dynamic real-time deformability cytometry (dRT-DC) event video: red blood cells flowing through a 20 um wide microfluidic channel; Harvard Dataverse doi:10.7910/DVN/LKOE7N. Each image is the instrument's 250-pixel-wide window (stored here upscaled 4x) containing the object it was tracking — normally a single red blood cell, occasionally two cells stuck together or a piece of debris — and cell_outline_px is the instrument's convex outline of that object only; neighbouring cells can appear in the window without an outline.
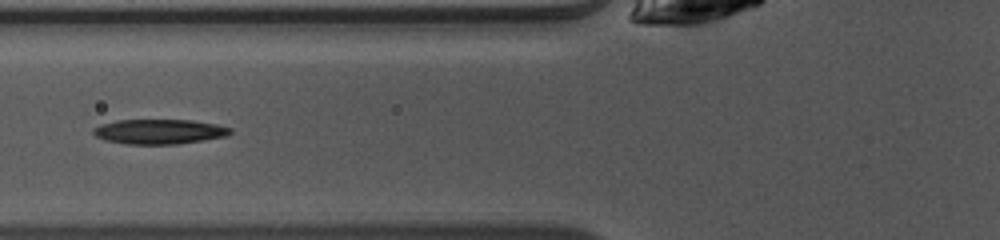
{"species": "common noctule bat (a hibernating species)", "species_latin": "Nyctalus noctula", "temperature_condition": "warm", "stored_images_in_passage": 40, "camera_frame_rate_fps": 3000, "um_per_image_px": 0.085, "animal": {"sex": "female", "body_mass_g": 10.0, "forearm_length_mm": 53.1}, "frame": {"image": 1, "passage_image": 10, "time_ms": 3.0, "image_size_px": [1000, 240], "cell_outline_px": [[232, 132], [228, 136], [176, 144], [128, 144], [104, 140], [96, 136], [92, 132], [100, 124], [116, 120], [192, 120], [216, 124], [232, 128]], "centroid_in_image_um": [13.56, 11.18], "position_along_channel_um": 112.2, "area_um2": 19.77}}
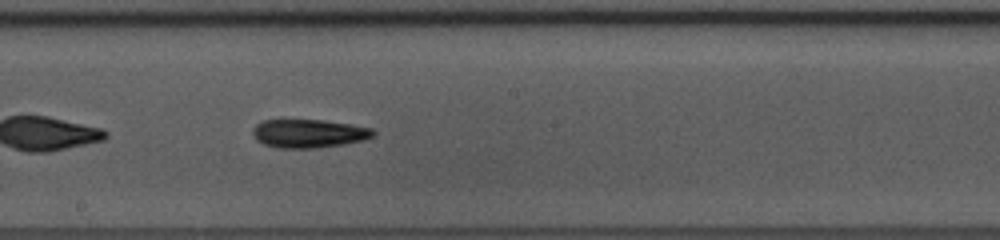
{"frame": {"image": 2, "passage_image": 18, "time_ms": 5.667, "image_size_px": [1000, 240], "cell_outline_px": [[376, 132], [372, 136], [364, 140], [344, 144], [316, 148], [280, 148], [264, 144], [256, 140], [252, 132], [252, 128], [256, 124], [264, 120], [324, 120], [372, 128]], "centroid_in_image_um": [26.23, 11.35], "position_along_channel_um": 222.0, "area_um2": 19.94}}
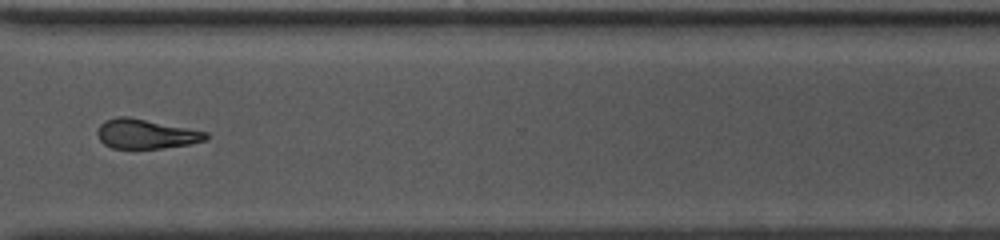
{"frame": {"image": 3, "passage_image": 28, "time_ms": 9.0, "image_size_px": [1000, 240], "cell_outline_px": [[208, 140], [188, 144], [160, 148], [112, 148], [104, 144], [100, 140], [96, 132], [100, 124], [104, 120], [116, 116], [128, 116], [208, 132]], "centroid_in_image_um": [12.38, 11.37], "position_along_channel_um": 358.2, "area_um2": 18.67}, "authors_computed_cell_mechanics": {"area_um2": 19.3052, "velocity_mm_per_s": 4.1014, "shape_relaxation_time_tau1_ms": 9.7422, "shape_relaxation_time_tau2_ms": null, "deformation_change_tau1": 0.2616, "deformation_change_tau2": null}}